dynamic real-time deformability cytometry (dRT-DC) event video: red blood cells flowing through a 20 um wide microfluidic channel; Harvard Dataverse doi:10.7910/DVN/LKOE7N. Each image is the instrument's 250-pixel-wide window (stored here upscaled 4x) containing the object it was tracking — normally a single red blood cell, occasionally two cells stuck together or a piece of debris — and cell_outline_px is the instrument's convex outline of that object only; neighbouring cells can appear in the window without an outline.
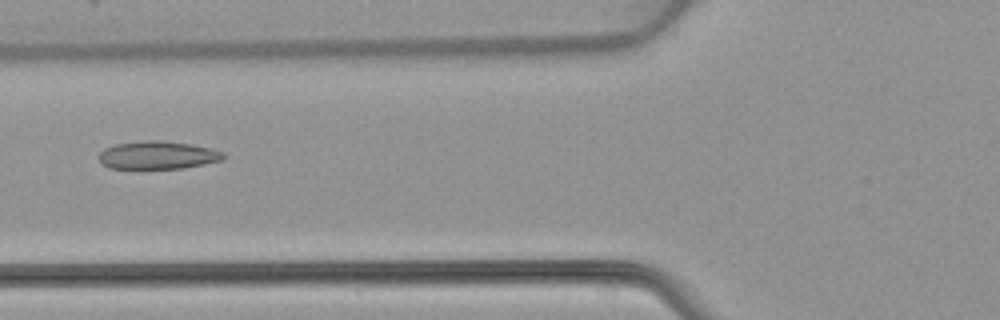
{"species": "common noctule bat (a hibernating species)", "species_latin": "Nyctalus noctula", "temperature_condition": "warm", "stored_images_in_passage": 6, "camera_frame_rate_fps": 3000, "um_per_image_px": 0.085, "animal": {"sex": "female", "body_mass_g": 22.7, "forearm_length_mm": 54.2}, "frame": {"image": 1, "passage_image": 6, "time_ms": 6.0, "image_size_px": [1000, 320], "cell_outline_px": [[224, 160], [184, 168], [108, 168], [100, 164], [100, 152], [104, 148], [116, 144], [144, 140], [160, 140], [188, 144], [212, 148], [224, 152]], "centroid_in_image_um": [13.41, 13.19], "position_along_channel_um": 112.4, "area_um2": 20.29}}